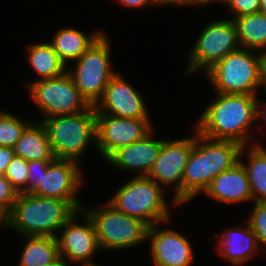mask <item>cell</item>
<instances>
[{
  "label": "cell",
  "instance_id": "ac0fdd59",
  "mask_svg": "<svg viewBox=\"0 0 266 266\" xmlns=\"http://www.w3.org/2000/svg\"><path fill=\"white\" fill-rule=\"evenodd\" d=\"M156 130L155 127L143 139L119 148L104 161V164L107 163L106 166H111V169L115 168L117 173H133V177L148 176L164 140L158 138Z\"/></svg>",
  "mask_w": 266,
  "mask_h": 266
},
{
  "label": "cell",
  "instance_id": "cb8c5ba5",
  "mask_svg": "<svg viewBox=\"0 0 266 266\" xmlns=\"http://www.w3.org/2000/svg\"><path fill=\"white\" fill-rule=\"evenodd\" d=\"M21 239L23 248L16 266H44L60 256L56 237L21 236Z\"/></svg>",
  "mask_w": 266,
  "mask_h": 266
},
{
  "label": "cell",
  "instance_id": "2e32d148",
  "mask_svg": "<svg viewBox=\"0 0 266 266\" xmlns=\"http://www.w3.org/2000/svg\"><path fill=\"white\" fill-rule=\"evenodd\" d=\"M124 76L117 72L109 81L102 97L94 105L96 113L129 119L152 118L144 94Z\"/></svg>",
  "mask_w": 266,
  "mask_h": 266
},
{
  "label": "cell",
  "instance_id": "5b68a950",
  "mask_svg": "<svg viewBox=\"0 0 266 266\" xmlns=\"http://www.w3.org/2000/svg\"><path fill=\"white\" fill-rule=\"evenodd\" d=\"M202 76H205L210 89L215 93L261 95V53L239 48L219 60Z\"/></svg>",
  "mask_w": 266,
  "mask_h": 266
},
{
  "label": "cell",
  "instance_id": "ab89813d",
  "mask_svg": "<svg viewBox=\"0 0 266 266\" xmlns=\"http://www.w3.org/2000/svg\"><path fill=\"white\" fill-rule=\"evenodd\" d=\"M0 229H6V217L3 213L0 212Z\"/></svg>",
  "mask_w": 266,
  "mask_h": 266
},
{
  "label": "cell",
  "instance_id": "6da1fadb",
  "mask_svg": "<svg viewBox=\"0 0 266 266\" xmlns=\"http://www.w3.org/2000/svg\"><path fill=\"white\" fill-rule=\"evenodd\" d=\"M212 101L193 120L192 126L205 138L234 141L242 146L254 144L259 95L220 94L213 92Z\"/></svg>",
  "mask_w": 266,
  "mask_h": 266
},
{
  "label": "cell",
  "instance_id": "f35d334b",
  "mask_svg": "<svg viewBox=\"0 0 266 266\" xmlns=\"http://www.w3.org/2000/svg\"><path fill=\"white\" fill-rule=\"evenodd\" d=\"M262 57V71L266 72V49L261 52Z\"/></svg>",
  "mask_w": 266,
  "mask_h": 266
},
{
  "label": "cell",
  "instance_id": "d6a6232c",
  "mask_svg": "<svg viewBox=\"0 0 266 266\" xmlns=\"http://www.w3.org/2000/svg\"><path fill=\"white\" fill-rule=\"evenodd\" d=\"M265 128H266V104L260 102L259 105L257 106V111H256L255 130L257 129L258 131L257 130L254 131V145H258V138L257 137L259 136L260 132H261V134L265 133V131H266ZM256 132H257V134H256Z\"/></svg>",
  "mask_w": 266,
  "mask_h": 266
},
{
  "label": "cell",
  "instance_id": "d6986e66",
  "mask_svg": "<svg viewBox=\"0 0 266 266\" xmlns=\"http://www.w3.org/2000/svg\"><path fill=\"white\" fill-rule=\"evenodd\" d=\"M202 195L226 206L253 202L250 183L240 162L215 177Z\"/></svg>",
  "mask_w": 266,
  "mask_h": 266
},
{
  "label": "cell",
  "instance_id": "f546056e",
  "mask_svg": "<svg viewBox=\"0 0 266 266\" xmlns=\"http://www.w3.org/2000/svg\"><path fill=\"white\" fill-rule=\"evenodd\" d=\"M52 161H28L27 189L23 193H33L41 183L43 174Z\"/></svg>",
  "mask_w": 266,
  "mask_h": 266
},
{
  "label": "cell",
  "instance_id": "f1b7e54d",
  "mask_svg": "<svg viewBox=\"0 0 266 266\" xmlns=\"http://www.w3.org/2000/svg\"><path fill=\"white\" fill-rule=\"evenodd\" d=\"M224 7L227 14L230 13L227 18L234 19L242 15L259 12L260 0H225Z\"/></svg>",
  "mask_w": 266,
  "mask_h": 266
},
{
  "label": "cell",
  "instance_id": "44dd1931",
  "mask_svg": "<svg viewBox=\"0 0 266 266\" xmlns=\"http://www.w3.org/2000/svg\"><path fill=\"white\" fill-rule=\"evenodd\" d=\"M23 51H25L27 57L28 62L26 63L29 64L32 73L34 72L38 76L37 79L34 77L30 81L26 80L23 85L25 88L31 82L57 77L67 71V66L60 60L47 40L27 43Z\"/></svg>",
  "mask_w": 266,
  "mask_h": 266
},
{
  "label": "cell",
  "instance_id": "4fadbf2b",
  "mask_svg": "<svg viewBox=\"0 0 266 266\" xmlns=\"http://www.w3.org/2000/svg\"><path fill=\"white\" fill-rule=\"evenodd\" d=\"M172 221L174 218L148 227L150 262L153 266H192L196 260L194 242L186 233L171 228Z\"/></svg>",
  "mask_w": 266,
  "mask_h": 266
},
{
  "label": "cell",
  "instance_id": "7c38bea8",
  "mask_svg": "<svg viewBox=\"0 0 266 266\" xmlns=\"http://www.w3.org/2000/svg\"><path fill=\"white\" fill-rule=\"evenodd\" d=\"M59 255L70 265L98 262L102 252L93 221L82 209L77 211L56 236Z\"/></svg>",
  "mask_w": 266,
  "mask_h": 266
},
{
  "label": "cell",
  "instance_id": "277c9868",
  "mask_svg": "<svg viewBox=\"0 0 266 266\" xmlns=\"http://www.w3.org/2000/svg\"><path fill=\"white\" fill-rule=\"evenodd\" d=\"M125 179L124 184L117 189L106 201L117 211L135 217L148 227L174 218L173 208L180 205L154 180L147 176ZM168 200V201H167ZM173 213V214H172Z\"/></svg>",
  "mask_w": 266,
  "mask_h": 266
},
{
  "label": "cell",
  "instance_id": "7402d4cb",
  "mask_svg": "<svg viewBox=\"0 0 266 266\" xmlns=\"http://www.w3.org/2000/svg\"><path fill=\"white\" fill-rule=\"evenodd\" d=\"M13 149L15 156L26 161H53L55 159L45 126L34 118L25 127Z\"/></svg>",
  "mask_w": 266,
  "mask_h": 266
},
{
  "label": "cell",
  "instance_id": "8fae6325",
  "mask_svg": "<svg viewBox=\"0 0 266 266\" xmlns=\"http://www.w3.org/2000/svg\"><path fill=\"white\" fill-rule=\"evenodd\" d=\"M188 136L164 138L160 152L147 177L154 180L182 207L183 172L193 147V126Z\"/></svg>",
  "mask_w": 266,
  "mask_h": 266
},
{
  "label": "cell",
  "instance_id": "ba28073f",
  "mask_svg": "<svg viewBox=\"0 0 266 266\" xmlns=\"http://www.w3.org/2000/svg\"><path fill=\"white\" fill-rule=\"evenodd\" d=\"M112 37L105 33L78 60L67 66L74 85L87 102L94 106L109 81L117 74L112 60Z\"/></svg>",
  "mask_w": 266,
  "mask_h": 266
},
{
  "label": "cell",
  "instance_id": "b9f144b4",
  "mask_svg": "<svg viewBox=\"0 0 266 266\" xmlns=\"http://www.w3.org/2000/svg\"><path fill=\"white\" fill-rule=\"evenodd\" d=\"M259 12L266 14V0H260Z\"/></svg>",
  "mask_w": 266,
  "mask_h": 266
},
{
  "label": "cell",
  "instance_id": "8d00e7d4",
  "mask_svg": "<svg viewBox=\"0 0 266 266\" xmlns=\"http://www.w3.org/2000/svg\"><path fill=\"white\" fill-rule=\"evenodd\" d=\"M44 266H70L61 256H59L55 261L46 264Z\"/></svg>",
  "mask_w": 266,
  "mask_h": 266
},
{
  "label": "cell",
  "instance_id": "4316f807",
  "mask_svg": "<svg viewBox=\"0 0 266 266\" xmlns=\"http://www.w3.org/2000/svg\"><path fill=\"white\" fill-rule=\"evenodd\" d=\"M245 219L256 234L257 242L266 252V202H252Z\"/></svg>",
  "mask_w": 266,
  "mask_h": 266
},
{
  "label": "cell",
  "instance_id": "4dcf8cb0",
  "mask_svg": "<svg viewBox=\"0 0 266 266\" xmlns=\"http://www.w3.org/2000/svg\"><path fill=\"white\" fill-rule=\"evenodd\" d=\"M17 195V191L12 187L8 179L3 174H0V212L5 216L12 209Z\"/></svg>",
  "mask_w": 266,
  "mask_h": 266
},
{
  "label": "cell",
  "instance_id": "9c48e42d",
  "mask_svg": "<svg viewBox=\"0 0 266 266\" xmlns=\"http://www.w3.org/2000/svg\"><path fill=\"white\" fill-rule=\"evenodd\" d=\"M226 17L210 19L203 24L199 34L194 36L197 38L187 51L185 60L184 74L189 78H193L198 72L205 73L219 60L241 48L235 22Z\"/></svg>",
  "mask_w": 266,
  "mask_h": 266
},
{
  "label": "cell",
  "instance_id": "83f0119b",
  "mask_svg": "<svg viewBox=\"0 0 266 266\" xmlns=\"http://www.w3.org/2000/svg\"><path fill=\"white\" fill-rule=\"evenodd\" d=\"M4 176L17 193H23L27 189L28 161L21 157L14 156Z\"/></svg>",
  "mask_w": 266,
  "mask_h": 266
},
{
  "label": "cell",
  "instance_id": "5bb4252c",
  "mask_svg": "<svg viewBox=\"0 0 266 266\" xmlns=\"http://www.w3.org/2000/svg\"><path fill=\"white\" fill-rule=\"evenodd\" d=\"M71 159H54L41 178L40 186L32 193L39 197L70 201L78 210L85 203L82 188L86 185L85 167Z\"/></svg>",
  "mask_w": 266,
  "mask_h": 266
},
{
  "label": "cell",
  "instance_id": "7bdbcfd3",
  "mask_svg": "<svg viewBox=\"0 0 266 266\" xmlns=\"http://www.w3.org/2000/svg\"><path fill=\"white\" fill-rule=\"evenodd\" d=\"M78 266H101V265L99 264V262H95V263L82 264V265H78Z\"/></svg>",
  "mask_w": 266,
  "mask_h": 266
},
{
  "label": "cell",
  "instance_id": "30bf717a",
  "mask_svg": "<svg viewBox=\"0 0 266 266\" xmlns=\"http://www.w3.org/2000/svg\"><path fill=\"white\" fill-rule=\"evenodd\" d=\"M26 90L29 92L30 103L33 102L35 109H38L36 112L41 115L34 120L40 122L54 116L78 114L91 106L80 94L67 71L57 77L31 82Z\"/></svg>",
  "mask_w": 266,
  "mask_h": 266
},
{
  "label": "cell",
  "instance_id": "1f68e13d",
  "mask_svg": "<svg viewBox=\"0 0 266 266\" xmlns=\"http://www.w3.org/2000/svg\"><path fill=\"white\" fill-rule=\"evenodd\" d=\"M111 1H115L116 3H118L117 5L119 7H122L123 9H126L130 11L131 10H135L136 9H143L145 10V8H159L156 0H111ZM125 7V8H124Z\"/></svg>",
  "mask_w": 266,
  "mask_h": 266
},
{
  "label": "cell",
  "instance_id": "60d3db41",
  "mask_svg": "<svg viewBox=\"0 0 266 266\" xmlns=\"http://www.w3.org/2000/svg\"><path fill=\"white\" fill-rule=\"evenodd\" d=\"M262 136L259 137L258 139V146L263 150V152L266 154V142H264L261 138ZM261 139V140H260ZM263 141V142H262Z\"/></svg>",
  "mask_w": 266,
  "mask_h": 266
},
{
  "label": "cell",
  "instance_id": "8992f818",
  "mask_svg": "<svg viewBox=\"0 0 266 266\" xmlns=\"http://www.w3.org/2000/svg\"><path fill=\"white\" fill-rule=\"evenodd\" d=\"M55 159H71L84 165L89 149L97 153L96 111L90 106L74 115L54 116L42 121ZM91 147V148H90Z\"/></svg>",
  "mask_w": 266,
  "mask_h": 266
},
{
  "label": "cell",
  "instance_id": "484cf974",
  "mask_svg": "<svg viewBox=\"0 0 266 266\" xmlns=\"http://www.w3.org/2000/svg\"><path fill=\"white\" fill-rule=\"evenodd\" d=\"M0 108V146L13 148L25 127L33 120Z\"/></svg>",
  "mask_w": 266,
  "mask_h": 266
},
{
  "label": "cell",
  "instance_id": "74e56055",
  "mask_svg": "<svg viewBox=\"0 0 266 266\" xmlns=\"http://www.w3.org/2000/svg\"><path fill=\"white\" fill-rule=\"evenodd\" d=\"M261 92L263 94L260 95L261 96L260 97V100H261L262 103L266 104V100H264V97L262 98V96H266V72H263V80H262V89H261Z\"/></svg>",
  "mask_w": 266,
  "mask_h": 266
},
{
  "label": "cell",
  "instance_id": "836d02e7",
  "mask_svg": "<svg viewBox=\"0 0 266 266\" xmlns=\"http://www.w3.org/2000/svg\"><path fill=\"white\" fill-rule=\"evenodd\" d=\"M15 156L13 148L0 146V174H5L7 167Z\"/></svg>",
  "mask_w": 266,
  "mask_h": 266
},
{
  "label": "cell",
  "instance_id": "ffe728a7",
  "mask_svg": "<svg viewBox=\"0 0 266 266\" xmlns=\"http://www.w3.org/2000/svg\"><path fill=\"white\" fill-rule=\"evenodd\" d=\"M102 29L85 32L71 25L61 26L57 27L53 32V37L47 41L52 45L60 60L68 66L78 60L105 33Z\"/></svg>",
  "mask_w": 266,
  "mask_h": 266
},
{
  "label": "cell",
  "instance_id": "7a4b0ae2",
  "mask_svg": "<svg viewBox=\"0 0 266 266\" xmlns=\"http://www.w3.org/2000/svg\"><path fill=\"white\" fill-rule=\"evenodd\" d=\"M242 147L234 141L205 138L193 127V147L182 179V207L203 197L215 177L239 163Z\"/></svg>",
  "mask_w": 266,
  "mask_h": 266
},
{
  "label": "cell",
  "instance_id": "d590c367",
  "mask_svg": "<svg viewBox=\"0 0 266 266\" xmlns=\"http://www.w3.org/2000/svg\"><path fill=\"white\" fill-rule=\"evenodd\" d=\"M185 1L186 0H156V2H157V4H158V6H159V8L160 7H168V6H175L176 7V9H177V6H178V8L180 7V9H181V6L185 3Z\"/></svg>",
  "mask_w": 266,
  "mask_h": 266
},
{
  "label": "cell",
  "instance_id": "e0dca14e",
  "mask_svg": "<svg viewBox=\"0 0 266 266\" xmlns=\"http://www.w3.org/2000/svg\"><path fill=\"white\" fill-rule=\"evenodd\" d=\"M220 232L214 234L213 240L216 237L217 240L213 251L229 266H247L254 258H263L262 255L266 253L246 220L239 225L224 227Z\"/></svg>",
  "mask_w": 266,
  "mask_h": 266
},
{
  "label": "cell",
  "instance_id": "9a60e30c",
  "mask_svg": "<svg viewBox=\"0 0 266 266\" xmlns=\"http://www.w3.org/2000/svg\"><path fill=\"white\" fill-rule=\"evenodd\" d=\"M153 118L129 119L96 113L97 153L104 162L113 152L133 144L154 128Z\"/></svg>",
  "mask_w": 266,
  "mask_h": 266
},
{
  "label": "cell",
  "instance_id": "d4e9b609",
  "mask_svg": "<svg viewBox=\"0 0 266 266\" xmlns=\"http://www.w3.org/2000/svg\"><path fill=\"white\" fill-rule=\"evenodd\" d=\"M241 48L262 52L266 49V14L257 12L233 19Z\"/></svg>",
  "mask_w": 266,
  "mask_h": 266
},
{
  "label": "cell",
  "instance_id": "52a82bcc",
  "mask_svg": "<svg viewBox=\"0 0 266 266\" xmlns=\"http://www.w3.org/2000/svg\"><path fill=\"white\" fill-rule=\"evenodd\" d=\"M87 205L84 203L83 210L94 223L102 253L110 255L142 245L146 247L148 226L140 219L117 211L107 201L95 208Z\"/></svg>",
  "mask_w": 266,
  "mask_h": 266
},
{
  "label": "cell",
  "instance_id": "e575fe53",
  "mask_svg": "<svg viewBox=\"0 0 266 266\" xmlns=\"http://www.w3.org/2000/svg\"><path fill=\"white\" fill-rule=\"evenodd\" d=\"M224 3L225 1L224 0H186L185 3L181 6L182 8L185 7V8H201V10L204 8V7H207V9L211 8L213 5H216L219 7L221 5V7H224ZM213 4V5H212Z\"/></svg>",
  "mask_w": 266,
  "mask_h": 266
},
{
  "label": "cell",
  "instance_id": "603a6c76",
  "mask_svg": "<svg viewBox=\"0 0 266 266\" xmlns=\"http://www.w3.org/2000/svg\"><path fill=\"white\" fill-rule=\"evenodd\" d=\"M239 162L246 171L253 202H266V154L258 145L243 146Z\"/></svg>",
  "mask_w": 266,
  "mask_h": 266
},
{
  "label": "cell",
  "instance_id": "3957f363",
  "mask_svg": "<svg viewBox=\"0 0 266 266\" xmlns=\"http://www.w3.org/2000/svg\"><path fill=\"white\" fill-rule=\"evenodd\" d=\"M77 211L70 201L18 193L12 209L5 216V230L15 232L17 236L56 237Z\"/></svg>",
  "mask_w": 266,
  "mask_h": 266
}]
</instances>
